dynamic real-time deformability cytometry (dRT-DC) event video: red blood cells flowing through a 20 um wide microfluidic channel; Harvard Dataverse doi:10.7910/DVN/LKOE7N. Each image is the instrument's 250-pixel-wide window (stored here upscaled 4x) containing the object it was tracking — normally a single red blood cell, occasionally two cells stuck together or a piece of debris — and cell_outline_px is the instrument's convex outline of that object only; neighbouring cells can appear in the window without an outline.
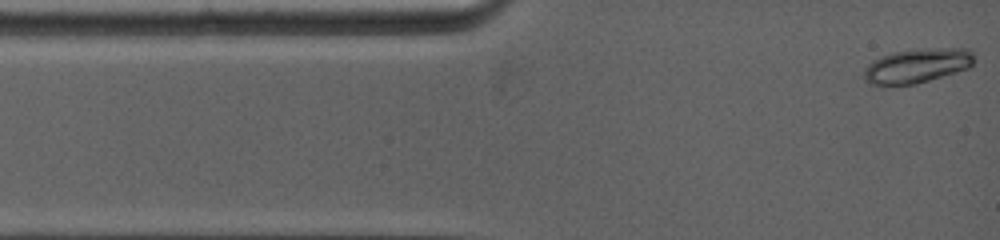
{"species": "common noctule bat (a hibernating species)", "species_latin": "Nyctalus noctula", "temperature_condition": "warm", "stored_images_in_passage": 42, "camera_frame_rate_fps": 5000, "um_per_image_px": 0.085, "animal": {"sex": "female", "body_mass_g": 19.0, "forearm_length_mm": 53.3}, "frame": {"image": 1, "passage_image": 1, "time_ms": 0.0, "image_size_px": [1000, 240], "cell_outline_px": [[976, 60], [968, 68], [916, 84], [880, 88], [864, 80], [860, 76], [864, 68], [872, 60], [880, 56], [892, 52], [920, 48], [968, 48], [972, 52]], "centroid_in_image_um": [77.86, 5.61], "position_along_channel_um": 7.1, "area_um2": 22.95}}
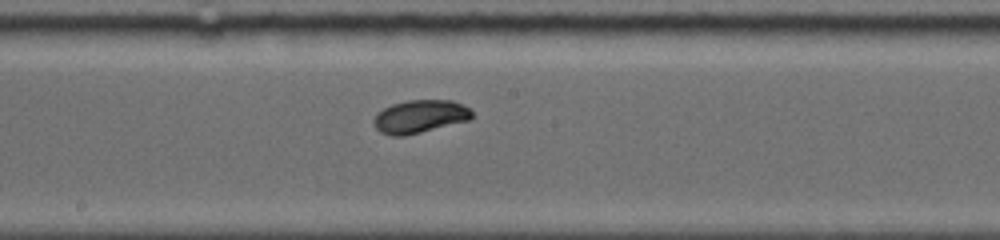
{"frame": {"image": 2, "passage_image": 22, "time_ms": 6.4, "image_size_px": [1000, 240], "cell_outline_px": [[472, 116], [468, 120], [420, 132], [400, 136], [396, 136], [380, 132], [376, 128], [372, 120], [376, 112], [392, 104], [408, 100], [452, 100], [472, 108]], "centroid_in_image_um": [35.67, 9.88], "position_along_channel_um": 212.5, "area_um2": 18.79}}
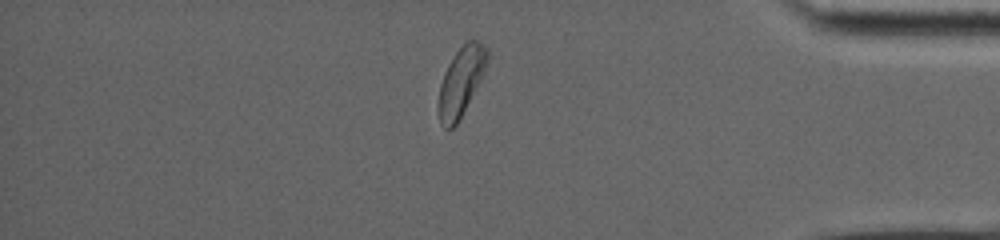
{"frame": {"image": 3, "passage_image": 38, "time_ms": 11.8, "image_size_px": [1000, 240], "cell_outline_px": [[488, 60], [480, 80], [456, 124], [452, 128], [448, 128], [440, 120], [440, 84], [444, 72], [448, 64], [456, 52], [468, 40], [476, 40], [488, 52]], "centroid_in_image_um": [39.2, 6.87], "position_along_channel_um": 396.0, "area_um2": 18.38}, "authors_computed_cell_mechanics": {"area_um2": 18.4671, "velocity_mm_per_s": 3.9673, "shape_relaxation_time_tau1_ms": 3.3242, "shape_relaxation_time_tau2_ms": null, "deformation_change_tau1": 0.1489, "deformation_change_tau2": null}}